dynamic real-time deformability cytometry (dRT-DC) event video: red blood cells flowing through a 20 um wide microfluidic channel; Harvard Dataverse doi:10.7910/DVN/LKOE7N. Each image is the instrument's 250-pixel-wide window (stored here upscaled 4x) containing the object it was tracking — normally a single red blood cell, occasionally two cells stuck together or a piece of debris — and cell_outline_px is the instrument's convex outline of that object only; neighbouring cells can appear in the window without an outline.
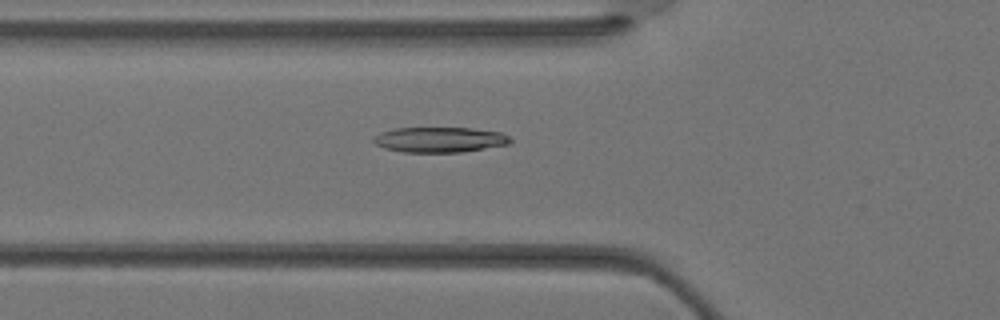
{"species": "Egyptian fruit bat (a non-hibernating species)", "species_latin": "Rousettus aegyptiacus", "temperature_condition": "warm", "stored_images_in_passage": 29, "camera_frame_rate_fps": 3000, "um_per_image_px": 0.085, "animal": {"sex": "female"}, "frame": {"image": 1, "passage_image": 8, "time_ms": 2.333, "image_size_px": [1000, 320], "cell_outline_px": [[512, 140], [508, 144], [460, 152], [404, 152], [384, 148], [376, 144], [372, 140], [372, 136], [380, 132], [392, 128], [472, 128], [500, 132], [508, 136]], "centroid_in_image_um": [37.31, 11.86], "position_along_channel_um": 88.5, "area_um2": 20.11}}
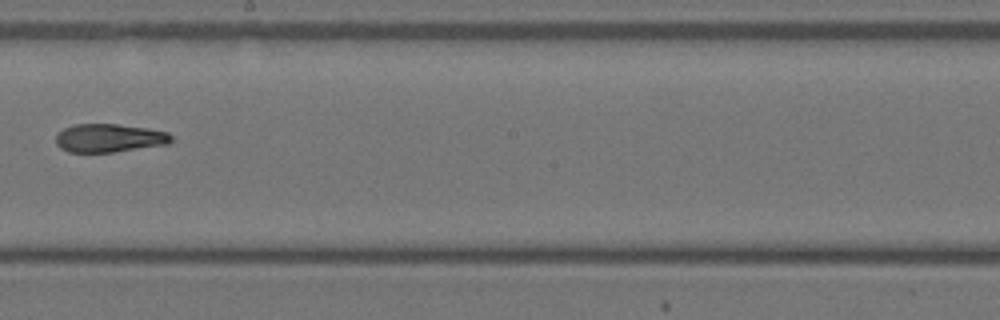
{"frame": {"image": 2, "passage_image": 16, "time_ms": 5.0, "image_size_px": [1000, 320], "cell_outline_px": [[172, 140], [168, 144], [112, 152], [68, 152], [60, 148], [56, 144], [56, 136], [64, 128], [76, 124], [116, 124], [148, 128], [168, 132], [172, 136]], "centroid_in_image_um": [9.29, 11.73], "position_along_channel_um": 238.9, "area_um2": 19.02}}
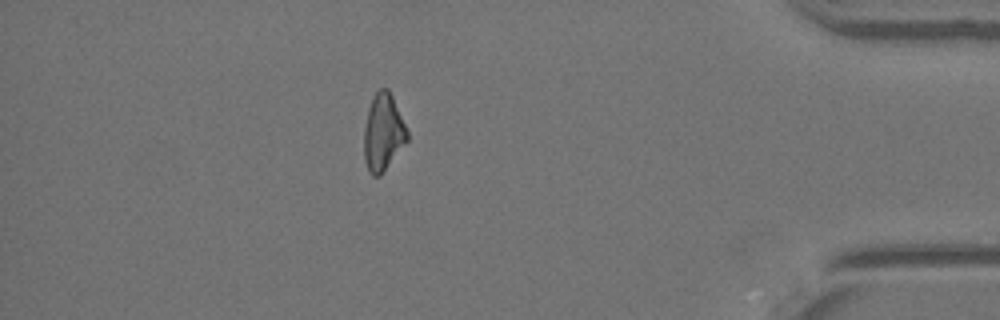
{"frame": {"image": 3, "passage_image": 27, "time_ms": 8.667, "image_size_px": [1000, 320], "cell_outline_px": [[408, 140], [380, 176], [372, 176], [368, 172], [364, 160], [364, 128], [368, 108], [372, 96], [380, 88], [388, 88], [392, 96], [408, 132]], "centroid_in_image_um": [32.54, 11.27], "position_along_channel_um": 402.7, "area_um2": 19.36}}